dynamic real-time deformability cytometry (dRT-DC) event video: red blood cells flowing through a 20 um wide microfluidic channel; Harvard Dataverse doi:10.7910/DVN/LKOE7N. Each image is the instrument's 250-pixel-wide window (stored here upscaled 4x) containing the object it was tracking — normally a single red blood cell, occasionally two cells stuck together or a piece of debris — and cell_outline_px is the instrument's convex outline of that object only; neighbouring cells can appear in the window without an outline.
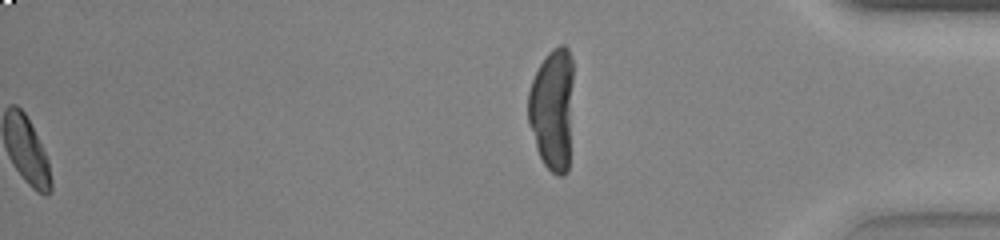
{"species": "common noctule bat (a hibernating species)", "species_latin": "Nyctalus noctula", "temperature_condition": "warm", "stored_images_in_passage": 55, "segment_of_instrument_passage": [2, 2], "camera_frame_rate_fps": 3000, "um_per_image_px": 0.085, "animal": {"sex": "female", "body_mass_g": 23.0, "forearm_length_mm": 53.4}, "frame": {"image": 1, "passage_image": 55, "time_ms": 18.0, "image_size_px": [1000, 240], "cell_outline_px": [[572, 80], [568, 172], [564, 176], [556, 176], [544, 164], [536, 148], [528, 124], [528, 92], [532, 80], [540, 64], [548, 52], [552, 48], [560, 44], [564, 44], [568, 48], [572, 60]], "centroid_in_image_um": [46.94, 9.27], "position_along_channel_um": 388.3, "area_um2": 32.19}}